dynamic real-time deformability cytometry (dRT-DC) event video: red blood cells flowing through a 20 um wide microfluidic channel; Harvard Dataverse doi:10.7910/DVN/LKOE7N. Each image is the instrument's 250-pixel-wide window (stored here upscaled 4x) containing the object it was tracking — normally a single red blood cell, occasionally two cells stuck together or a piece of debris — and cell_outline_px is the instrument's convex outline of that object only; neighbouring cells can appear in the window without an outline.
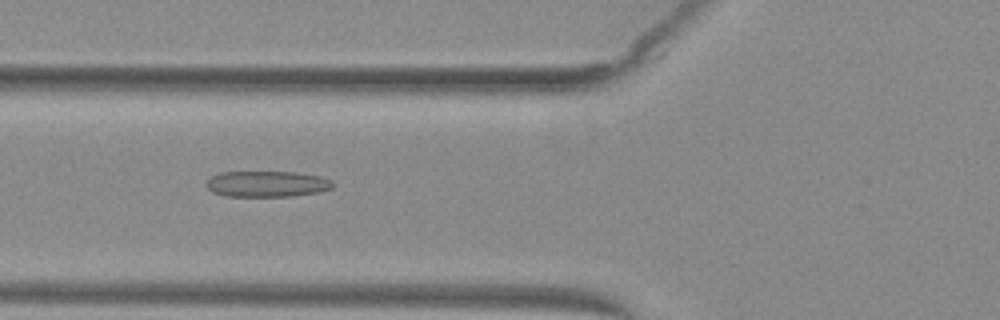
{"species": "common noctule bat (a hibernating species)", "species_latin": "Nyctalus noctula", "temperature_condition": "warm", "stored_images_in_passage": 36, "camera_frame_rate_fps": 3000, "um_per_image_px": 0.085, "animal": {"sex": "female", "body_mass_g": 29.2, "forearm_length_mm": 56.3}, "frame": {"image": 1, "passage_image": 5, "time_ms": 1.333, "image_size_px": [1000, 320], "cell_outline_px": [[332, 188], [320, 192], [292, 196], [224, 196], [212, 192], [208, 188], [208, 180], [212, 176], [220, 172], [292, 172], [320, 176], [332, 180]], "centroid_in_image_um": [22.7, 15.64], "position_along_channel_um": 103.1, "area_um2": 19.02}}
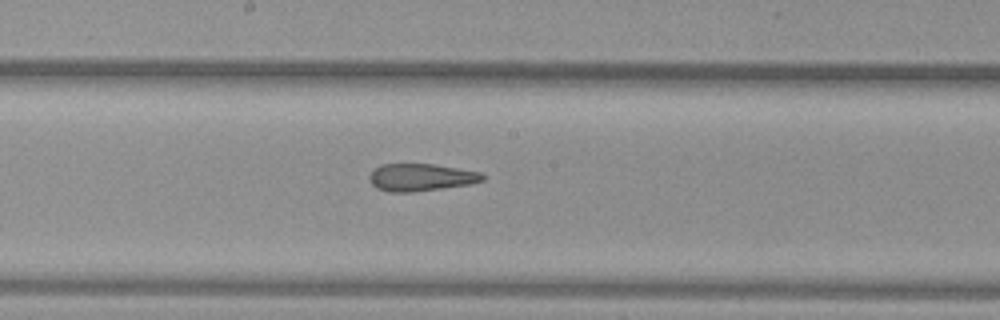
{"frame": {"image": 2, "passage_image": 13, "time_ms": 4.0, "image_size_px": [1000, 320], "cell_outline_px": [[484, 180], [472, 184], [412, 192], [388, 192], [376, 188], [368, 180], [368, 176], [380, 164], [432, 164], [480, 172], [484, 176]], "centroid_in_image_um": [35.75, 15.08], "position_along_channel_um": 212.5, "area_um2": 18.03}}
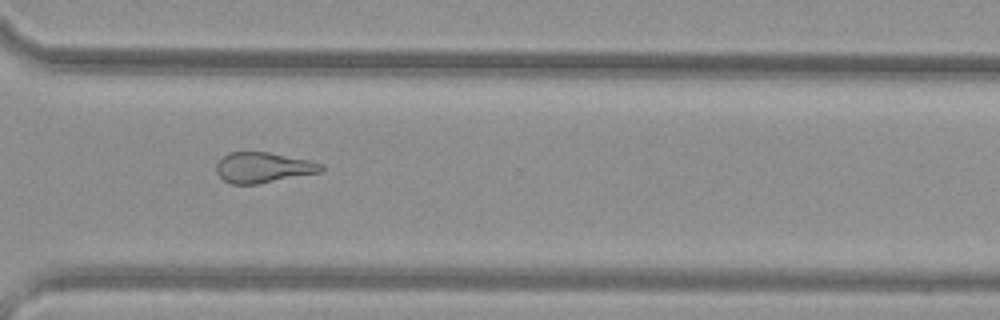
{"frame": {"image": 3, "passage_image": 23, "time_ms": 7.333, "image_size_px": [1000, 320], "cell_outline_px": [[324, 168], [320, 172], [256, 184], [232, 184], [224, 180], [216, 172], [216, 164], [228, 152], [268, 152], [308, 160], [324, 164]], "centroid_in_image_um": [22.36, 14.24], "position_along_channel_um": 348.2, "area_um2": 18.38}, "authors_computed_cell_mechanics": {"area_um2": 19.3341, "velocity_mm_per_s": 4.0892, "shape_relaxation_time_tau1_ms": null, "shape_relaxation_time_tau2_ms": 3.3699, "deformation_change_tau1": null, "deformation_change_tau2": 0.1443}}